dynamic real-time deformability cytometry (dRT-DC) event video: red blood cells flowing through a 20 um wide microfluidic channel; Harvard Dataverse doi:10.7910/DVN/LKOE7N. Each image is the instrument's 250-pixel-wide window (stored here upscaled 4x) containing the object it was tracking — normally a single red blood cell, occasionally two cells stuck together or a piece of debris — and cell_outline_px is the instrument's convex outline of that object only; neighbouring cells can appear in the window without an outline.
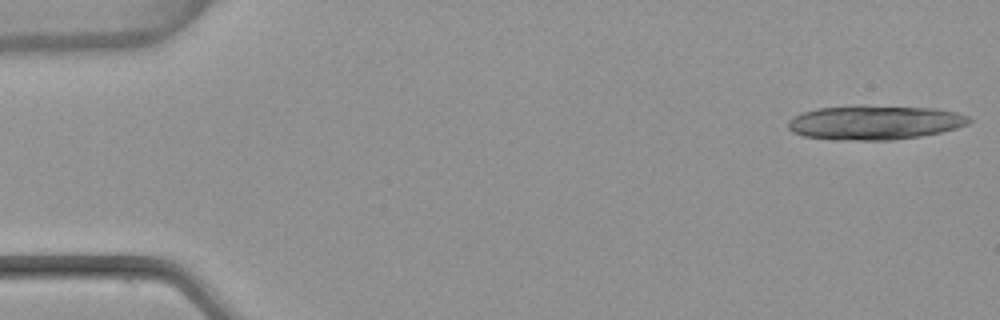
{"species": "common noctule bat (a hibernating species)", "species_latin": "Nyctalus noctula", "temperature_condition": "warm", "stored_images_in_passage": 18, "camera_frame_rate_fps": 3000, "um_per_image_px": 0.085, "animal": {"sex": "female", "body_mass_g": 22.7, "forearm_length_mm": 54.2}, "frame": {"image": 1, "passage_image": 1, "time_ms": 0.0, "image_size_px": [1000, 320], "cell_outline_px": [[972, 120], [968, 124], [956, 128], [940, 132], [920, 136], [892, 140], [836, 140], [804, 136], [792, 132], [788, 128], [788, 120], [804, 112], [816, 108], [936, 108], [956, 112], [968, 116]], "centroid_in_image_um": [74.36, 10.46], "position_along_channel_um": 10.6, "area_um2": 34.91}}